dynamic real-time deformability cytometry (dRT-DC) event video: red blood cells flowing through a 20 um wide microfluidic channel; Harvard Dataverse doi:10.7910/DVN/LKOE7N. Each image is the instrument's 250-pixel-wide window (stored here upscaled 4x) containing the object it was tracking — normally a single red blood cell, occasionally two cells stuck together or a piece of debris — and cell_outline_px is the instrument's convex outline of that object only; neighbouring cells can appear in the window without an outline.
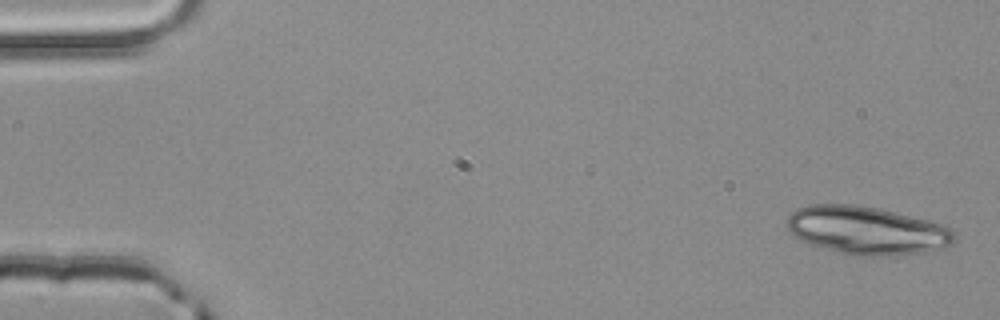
{"species": "common noctule bat (a hibernating species)", "species_latin": "Nyctalus noctula", "temperature_condition": "room temperature", "stored_images_in_passage": 4, "camera_frame_rate_fps": 3000, "um_per_image_px": 0.085, "animal": {"sex": "male", "body_mass_g": 20.4}, "frame": {"image": 1, "passage_image": 1, "time_ms": 0.0, "image_size_px": [1000, 320], "cell_outline_px": [[956, 240], [952, 244], [944, 248], [924, 252], [896, 256], [852, 256], [836, 252], [800, 240], [784, 224], [788, 216], [796, 208], [808, 204], [852, 204], [880, 208], [928, 220], [952, 228], [956, 232]], "centroid_in_image_um": [73.7, 19.59], "position_along_channel_um": 11.3, "area_um2": 47.57}}